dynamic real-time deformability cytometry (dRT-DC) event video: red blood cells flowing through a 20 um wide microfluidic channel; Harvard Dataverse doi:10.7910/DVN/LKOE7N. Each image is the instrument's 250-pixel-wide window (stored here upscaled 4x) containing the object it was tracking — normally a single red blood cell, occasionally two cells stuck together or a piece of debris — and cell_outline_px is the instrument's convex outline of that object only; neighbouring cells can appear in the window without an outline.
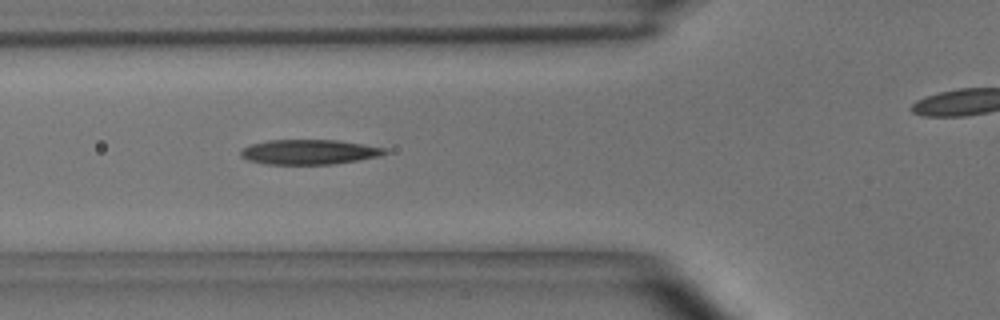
{"species": "common noctule bat (a hibernating species)", "species_latin": "Nyctalus noctula", "temperature_condition": "room temperature", "stored_images_in_passage": 25, "camera_frame_rate_fps": 3000, "um_per_image_px": 0.085, "animal": {"sex": "male", "body_mass_g": 15.6}, "frame": {"image": 1, "passage_image": 8, "time_ms": 2.333, "image_size_px": [1000, 320], "cell_outline_px": [[388, 152], [380, 156], [332, 164], [264, 164], [248, 160], [240, 156], [240, 152], [244, 148], [252, 144], [268, 140], [340, 140], [388, 148]], "centroid_in_image_um": [26.3, 12.91], "position_along_channel_um": 99.5, "area_um2": 20.87}}